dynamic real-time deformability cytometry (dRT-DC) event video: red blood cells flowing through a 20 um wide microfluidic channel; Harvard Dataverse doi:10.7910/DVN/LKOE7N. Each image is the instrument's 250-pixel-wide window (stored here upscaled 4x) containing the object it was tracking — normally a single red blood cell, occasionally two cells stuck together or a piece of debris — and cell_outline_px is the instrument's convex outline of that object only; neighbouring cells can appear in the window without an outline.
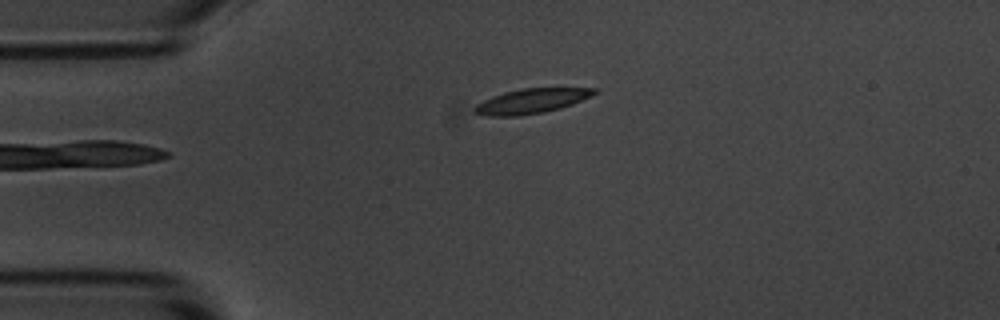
{"species": "common noctule bat (a hibernating species)", "species_latin": "Nyctalus noctula", "temperature_condition": "room temperature", "stored_images_in_passage": 3, "camera_frame_rate_fps": 3000, "um_per_image_px": 0.085, "animal": {"sex": "male", "body_mass_g": 20.1, "forearm_length_mm": 53.5}, "frame": {"image": 1, "passage_image": 3, "time_ms": 2.333, "image_size_px": [1000, 320], "cell_outline_px": [[600, 92], [592, 96], [572, 104], [560, 108], [544, 112], [520, 116], [488, 116], [472, 112], [472, 108], [476, 104], [492, 96], [504, 92], [520, 88], [600, 88]], "centroid_in_image_um": [45.18, 8.58], "position_along_channel_um": 39.8, "area_um2": 17.51}}